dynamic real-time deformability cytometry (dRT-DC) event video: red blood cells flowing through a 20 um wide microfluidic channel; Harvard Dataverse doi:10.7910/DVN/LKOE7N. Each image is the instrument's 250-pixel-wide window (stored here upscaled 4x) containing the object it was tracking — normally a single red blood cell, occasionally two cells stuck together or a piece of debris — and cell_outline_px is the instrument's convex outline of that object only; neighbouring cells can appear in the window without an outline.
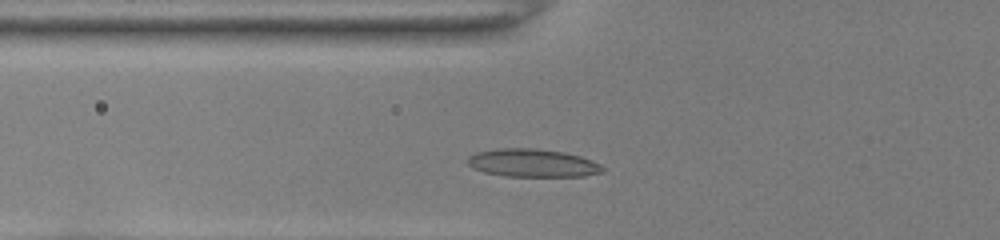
{"species": "common noctule bat (a hibernating species)", "species_latin": "Nyctalus noctula", "temperature_condition": "room temperature", "stored_images_in_passage": 31, "camera_frame_rate_fps": 3000, "um_per_image_px": 0.085, "animal": {"sex": "female", "body_mass_g": 22.0, "forearm_length_mm": 56.7}, "frame": {"image": 1, "passage_image": 5, "time_ms": 1.333, "image_size_px": [1000, 240], "cell_outline_px": [[604, 172], [584, 176], [504, 176], [484, 172], [472, 168], [464, 160], [468, 156], [476, 152], [500, 148], [532, 148], [564, 152], [580, 156], [592, 160], [600, 164], [604, 168]], "centroid_in_image_um": [45.24, 13.85], "position_along_channel_um": 80.6, "area_um2": 22.2}}
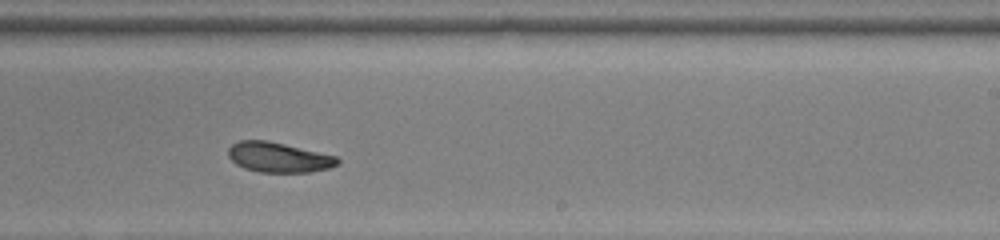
{"frame": {"image": 2, "passage_image": 19, "time_ms": 6.0, "image_size_px": [1000, 240], "cell_outline_px": [[340, 164], [328, 168], [312, 172], [260, 172], [244, 168], [236, 164], [228, 156], [228, 148], [232, 144], [240, 140], [268, 140], [340, 156]], "centroid_in_image_um": [23.73, 13.36], "position_along_channel_um": 265.3, "area_um2": 19.42}}
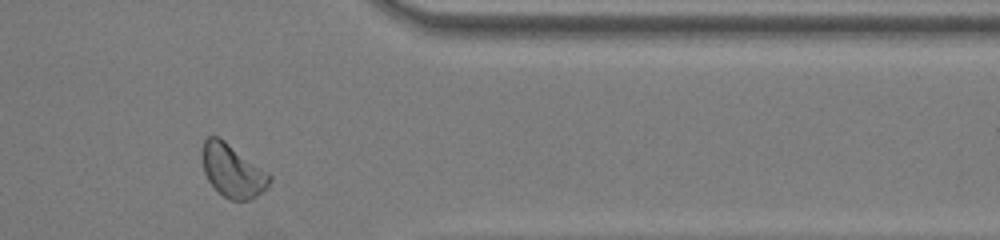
{"frame": {"image": 3, "passage_image": 29, "time_ms": 9.333, "image_size_px": [1000, 240], "cell_outline_px": [[272, 180], [256, 196], [248, 200], [232, 200], [224, 196], [208, 180], [204, 172], [204, 140], [208, 136], [220, 136], [268, 172], [272, 176]], "centroid_in_image_um": [19.79, 14.49], "position_along_channel_um": 391.6, "area_um2": 20.35}, "authors_computed_cell_mechanics": {"area_um2": 19.7676, "velocity_mm_per_s": 3.9747, "shape_relaxation_time_tau1_ms": 4.3108, "shape_relaxation_time_tau2_ms": 1.8054, "deformation_change_tau1": 0.1464, "deformation_change_tau2": 0.0732}}